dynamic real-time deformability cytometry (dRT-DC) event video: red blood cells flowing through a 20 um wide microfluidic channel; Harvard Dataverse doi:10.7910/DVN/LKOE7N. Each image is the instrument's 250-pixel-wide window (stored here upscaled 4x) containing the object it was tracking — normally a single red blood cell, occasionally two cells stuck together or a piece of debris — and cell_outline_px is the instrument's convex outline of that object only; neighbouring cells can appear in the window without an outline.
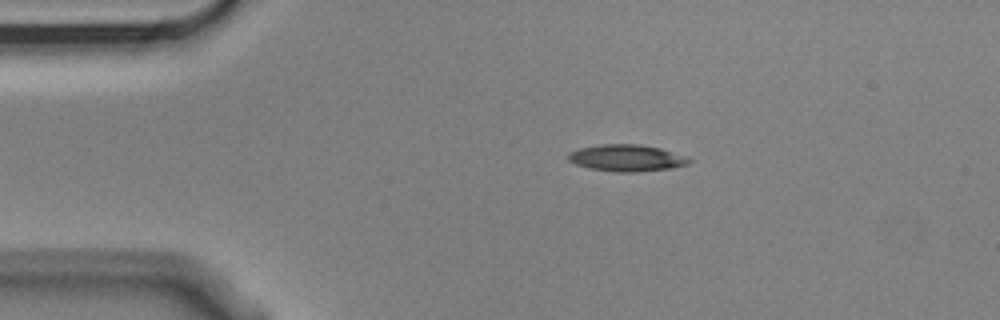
{"species": "Egyptian fruit bat (a non-hibernating species)", "species_latin": "Rousettus aegyptiacus", "temperature_condition": "cold", "stored_images_in_passage": 5, "camera_frame_rate_fps": 3000, "um_per_image_px": 0.085, "animal": {"sex": "male"}, "frame": {"image": 1, "passage_image": 1, "time_ms": 0.0, "image_size_px": [1000, 320], "cell_outline_px": [[696, 160], [688, 164], [672, 168], [636, 172], [616, 172], [588, 168], [576, 164], [568, 160], [568, 152], [580, 148], [600, 144], [640, 144], [660, 148], [688, 156]], "centroid_in_image_um": [53.31, 13.43], "position_along_channel_um": 31.7, "area_um2": 19.07}}
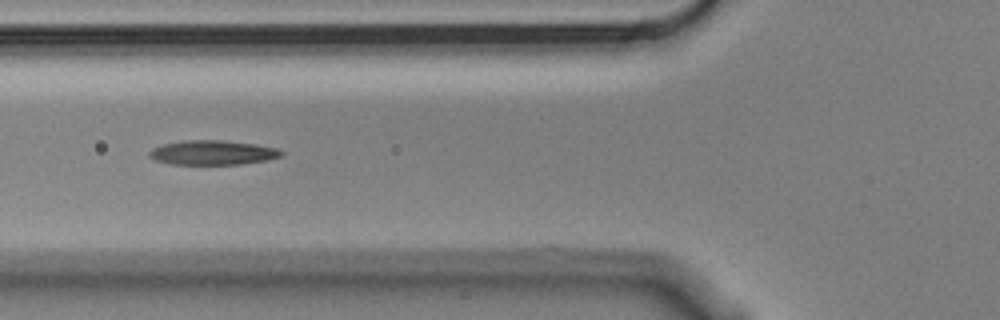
{"frame": {"image": 2, "passage_image": 4, "time_ms": 1.0, "image_size_px": [1000, 320], "cell_outline_px": [[284, 152], [280, 156], [264, 160], [240, 164], [172, 164], [156, 160], [148, 156], [148, 152], [152, 148], [164, 144], [184, 140], [220, 140], [256, 144], [276, 148]], "centroid_in_image_um": [18.04, 12.96], "position_along_channel_um": 107.8, "area_um2": 18.61}}
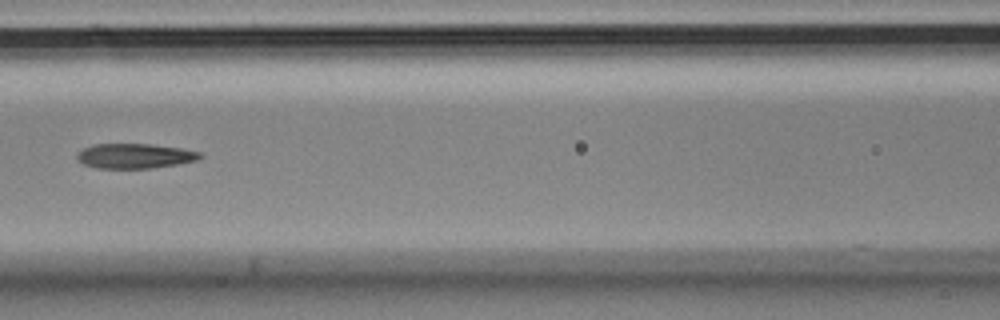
{"frame": {"image": 3, "passage_image": 5, "time_ms": 1.333, "image_size_px": [1000, 320], "cell_outline_px": [[204, 156], [196, 160], [180, 164], [152, 168], [96, 168], [84, 164], [76, 160], [76, 152], [92, 144], [152, 144], [180, 148], [200, 152]], "centroid_in_image_um": [11.43, 13.25], "position_along_channel_um": 155.2, "area_um2": 17.98}}